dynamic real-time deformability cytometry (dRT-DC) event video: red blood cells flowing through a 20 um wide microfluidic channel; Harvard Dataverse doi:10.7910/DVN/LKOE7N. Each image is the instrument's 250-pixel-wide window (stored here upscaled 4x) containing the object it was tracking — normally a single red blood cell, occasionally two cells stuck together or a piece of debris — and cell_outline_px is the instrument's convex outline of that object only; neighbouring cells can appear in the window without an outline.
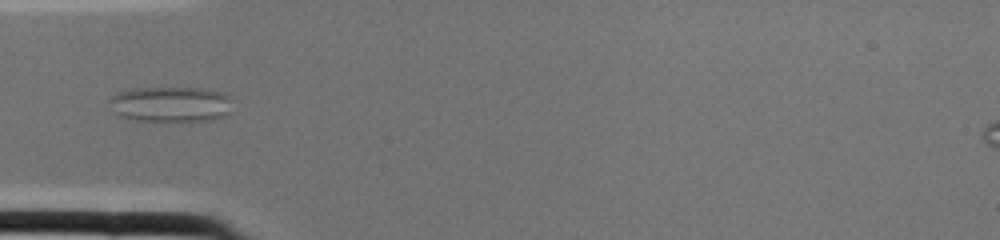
{"species": "common noctule bat (a hibernating species)", "species_latin": "Nyctalus noctula", "temperature_condition": "cold", "stored_images_in_passage": 2, "camera_frame_rate_fps": 3000, "um_per_image_px": 0.085, "animal": {"sex": "female", "body_mass_g": 22.0, "forearm_length_mm": 56.7}, "frame": {"image": 1, "passage_image": 2, "time_ms": 0.333, "image_size_px": [1000, 240], "cell_outline_px": [[228, 112], [224, 116], [212, 120], [180, 124], [136, 120], [120, 116], [116, 112], [108, 100], [116, 92], [132, 88], [212, 88], [224, 92], [228, 96]], "centroid_in_image_um": [14.51, 8.89], "position_along_channel_um": 70.5, "area_um2": 26.24}}